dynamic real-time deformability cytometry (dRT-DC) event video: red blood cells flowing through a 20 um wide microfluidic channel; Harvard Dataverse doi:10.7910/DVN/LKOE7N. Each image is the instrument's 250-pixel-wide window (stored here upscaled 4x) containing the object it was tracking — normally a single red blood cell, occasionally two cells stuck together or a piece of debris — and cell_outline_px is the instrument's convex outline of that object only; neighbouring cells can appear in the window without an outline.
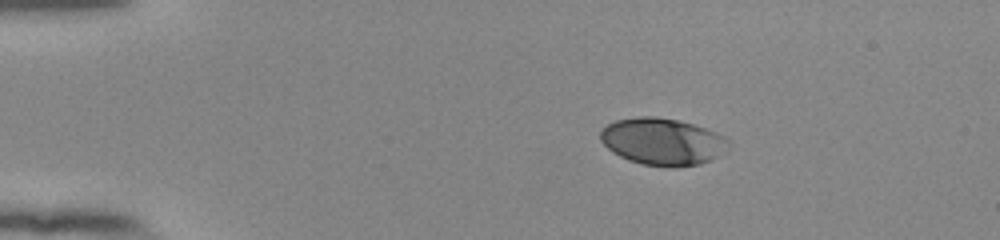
{"species": "human", "species_latin": "Homo sapiens", "temperature_condition": "room temperature", "stored_images_in_passage": 45, "camera_frame_rate_fps": 3000, "um_per_image_px": 0.085, "donor": {"sex": "female"}, "frame": {"image": 1, "passage_image": 1, "time_ms": 0.0, "image_size_px": [1000, 240], "cell_outline_px": [[732, 144], [724, 152], [712, 160], [700, 164], [672, 168], [644, 164], [628, 160], [612, 152], [600, 140], [600, 132], [608, 124], [616, 120], [636, 116], [656, 116], [676, 120], [692, 124], [716, 132], [724, 136]], "centroid_in_image_um": [56.33, 12.04], "position_along_channel_um": 28.7, "area_um2": 35.26}}
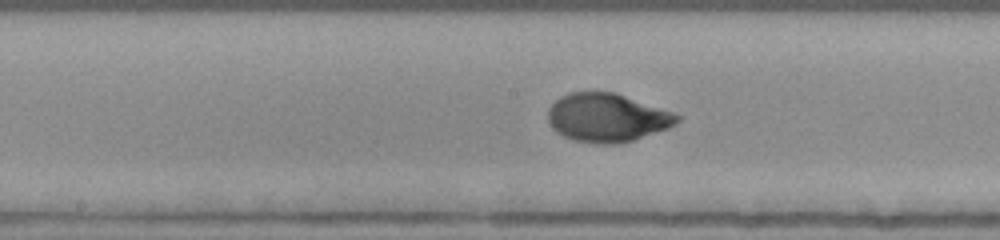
{"frame": {"image": 2, "passage_image": 20, "time_ms": 6.333, "image_size_px": [1000, 240], "cell_outline_px": [[680, 120], [676, 124], [668, 128], [632, 140], [612, 144], [604, 144], [572, 140], [556, 132], [552, 128], [548, 120], [548, 108], [560, 96], [568, 92], [616, 92], [672, 112], [680, 116]], "centroid_in_image_um": [51.57, 9.99], "position_along_channel_um": 196.6, "area_um2": 36.36}}
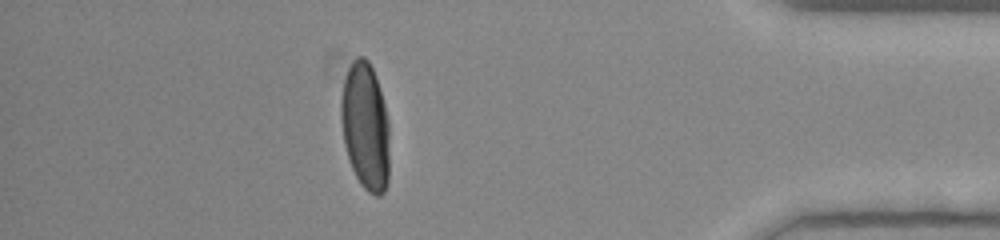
{"frame": {"image": 3, "passage_image": 39, "time_ms": 12.667, "image_size_px": [1000, 240], "cell_outline_px": [[388, 184], [384, 192], [380, 196], [376, 196], [368, 192], [360, 184], [352, 168], [344, 144], [340, 120], [340, 100], [344, 80], [348, 68], [352, 60], [356, 56], [364, 56], [368, 60], [376, 76], [380, 88], [388, 120]], "centroid_in_image_um": [31.04, 10.73], "position_along_channel_um": 404.2, "area_um2": 36.3}, "authors_computed_cell_mechanics": {"area_um2": 35.8938, "velocity_mm_per_s": 3.863, "shape_relaxation_time_tau1_ms": 3.0584, "shape_relaxation_time_tau2_ms": null, "deformation_change_tau1": 0.1966, "deformation_change_tau2": null}}